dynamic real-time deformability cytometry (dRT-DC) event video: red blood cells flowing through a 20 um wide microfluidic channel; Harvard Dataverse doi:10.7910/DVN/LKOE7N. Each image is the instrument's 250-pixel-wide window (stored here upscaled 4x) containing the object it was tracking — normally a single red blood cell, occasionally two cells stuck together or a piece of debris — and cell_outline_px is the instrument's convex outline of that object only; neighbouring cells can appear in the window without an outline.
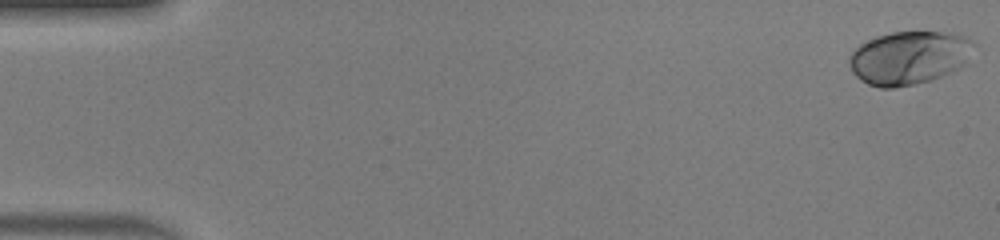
{"species": "human", "species_latin": "Homo sapiens", "temperature_condition": "warm", "stored_images_in_passage": 50, "camera_frame_rate_fps": 3000, "um_per_image_px": 0.085, "donor": {"sex": "male"}, "frame": {"image": 1, "passage_image": 1, "time_ms": 0.0, "image_size_px": [1000, 240], "cell_outline_px": [[976, 44], [960, 68], [952, 72], [932, 80], [892, 88], [880, 88], [868, 84], [860, 80], [852, 72], [848, 60], [848, 56], [860, 44], [876, 36], [892, 32], [952, 32], [968, 36]], "centroid_in_image_um": [77.27, 4.9], "position_along_channel_um": 7.7, "area_um2": 38.9}}
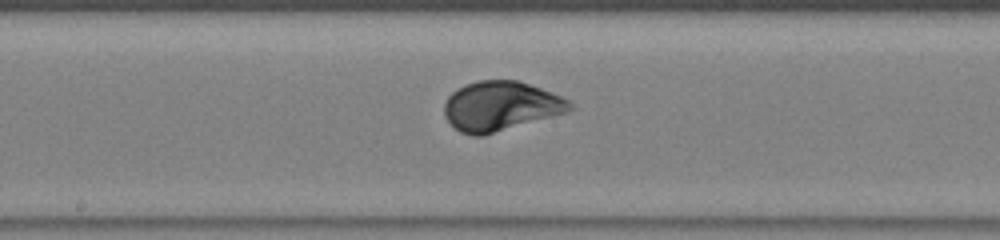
{"frame": {"image": 2, "passage_image": 27, "time_ms": 8.667, "image_size_px": [1000, 240], "cell_outline_px": [[576, 108], [568, 112], [484, 136], [472, 136], [460, 132], [444, 116], [444, 104], [448, 96], [456, 88], [464, 84], [480, 80], [516, 80], [540, 88], [560, 96], [568, 100]], "centroid_in_image_um": [42.54, 9.03], "position_along_channel_um": 205.7, "area_um2": 36.36}}
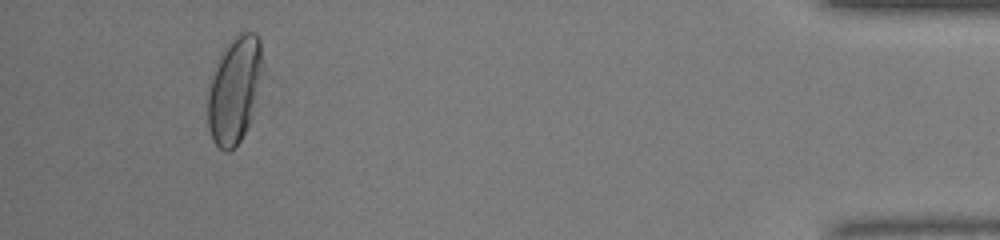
{"frame": {"image": 3, "passage_image": 47, "time_ms": 15.333, "image_size_px": [1000, 240], "cell_outline_px": [[268, 72], [252, 116], [240, 140], [228, 152], [224, 152], [212, 140], [208, 128], [208, 92], [216, 60], [228, 40], [240, 32], [256, 32], [260, 36]], "centroid_in_image_um": [20.03, 7.52], "position_along_channel_um": 415.2, "area_um2": 35.89}, "authors_computed_cell_mechanics": {"area_um2": 35.9227, "velocity_mm_per_s": 4.1267, "shape_relaxation_time_tau1_ms": 1.9653, "shape_relaxation_time_tau2_ms": null, "deformation_change_tau1": 0.1611, "deformation_change_tau2": null}}